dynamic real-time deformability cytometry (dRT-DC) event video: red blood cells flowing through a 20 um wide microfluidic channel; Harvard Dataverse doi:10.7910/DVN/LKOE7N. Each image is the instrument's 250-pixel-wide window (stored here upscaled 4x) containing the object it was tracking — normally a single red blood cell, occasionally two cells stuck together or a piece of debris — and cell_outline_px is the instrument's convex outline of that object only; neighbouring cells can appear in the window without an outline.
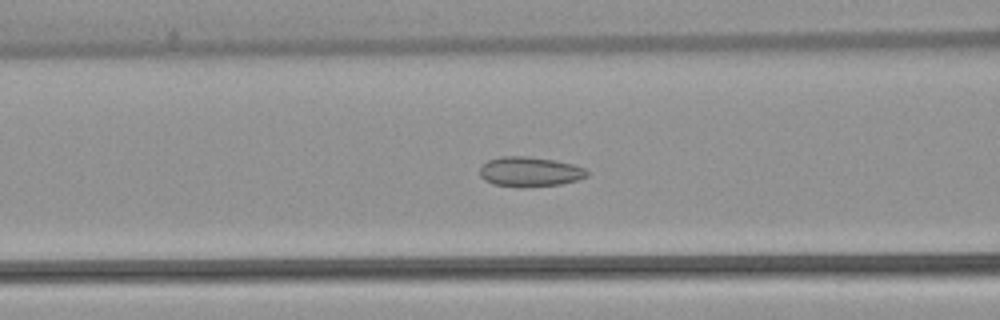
{"species": "common noctule bat (a hibernating species)", "species_latin": "Nyctalus noctula", "temperature_condition": "warm", "stored_images_in_passage": 47, "camera_frame_rate_fps": 3000, "um_per_image_px": 0.085, "animal": {"sex": "female", "body_mass_g": 22.7, "forearm_length_mm": 54.2}, "frame": {"image": 1, "passage_image": 15, "time_ms": 4.667, "image_size_px": [1000, 320], "cell_outline_px": [[588, 176], [576, 180], [560, 184], [524, 188], [520, 188], [492, 184], [484, 180], [480, 176], [480, 168], [488, 160], [500, 156], [524, 156], [552, 160], [572, 164], [584, 168], [588, 172]], "centroid_in_image_um": [45.0, 14.61], "position_along_channel_um": 121.6, "area_um2": 18.67}}
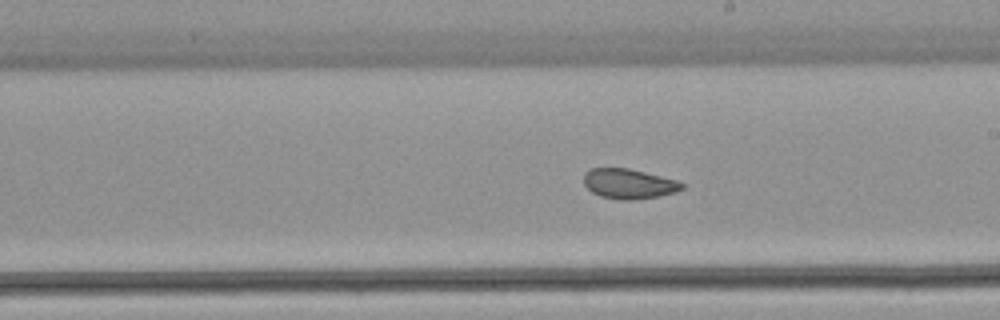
{"frame": {"image": 2, "passage_image": 24, "time_ms": 7.667, "image_size_px": [1000, 320], "cell_outline_px": [[684, 188], [676, 192], [660, 196], [632, 200], [620, 200], [600, 196], [592, 192], [584, 184], [584, 172], [592, 168], [628, 168], [676, 180], [684, 184]], "centroid_in_image_um": [53.44, 15.63], "position_along_channel_um": 235.6, "area_um2": 17.11}}
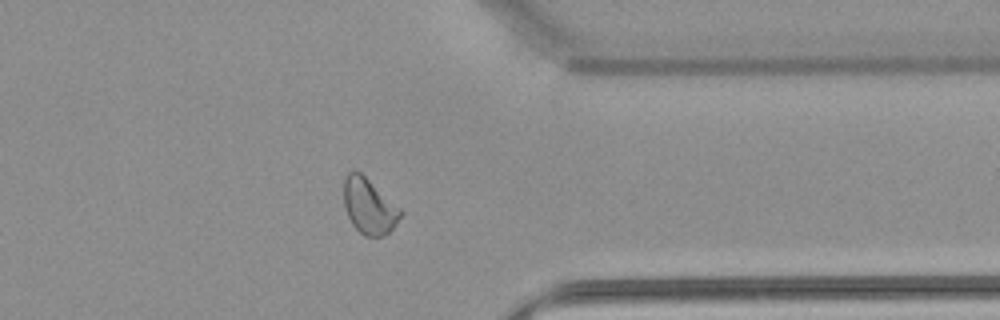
{"frame": {"image": 3, "passage_image": 36, "time_ms": 11.667, "image_size_px": [1000, 320], "cell_outline_px": [[404, 212], [396, 224], [384, 236], [364, 236], [352, 224], [348, 216], [344, 204], [344, 176], [348, 172], [360, 172], [400, 208]], "centroid_in_image_um": [31.37, 17.54], "position_along_channel_um": 380.0, "area_um2": 18.09}, "authors_computed_cell_mechanics": {"area_um2": 18.6694, "velocity_mm_per_s": 3.8048, "shape_relaxation_time_tau1_ms": null, "shape_relaxation_time_tau2_ms": 2.2941, "deformation_change_tau1": null, "deformation_change_tau2": 0.0581}}